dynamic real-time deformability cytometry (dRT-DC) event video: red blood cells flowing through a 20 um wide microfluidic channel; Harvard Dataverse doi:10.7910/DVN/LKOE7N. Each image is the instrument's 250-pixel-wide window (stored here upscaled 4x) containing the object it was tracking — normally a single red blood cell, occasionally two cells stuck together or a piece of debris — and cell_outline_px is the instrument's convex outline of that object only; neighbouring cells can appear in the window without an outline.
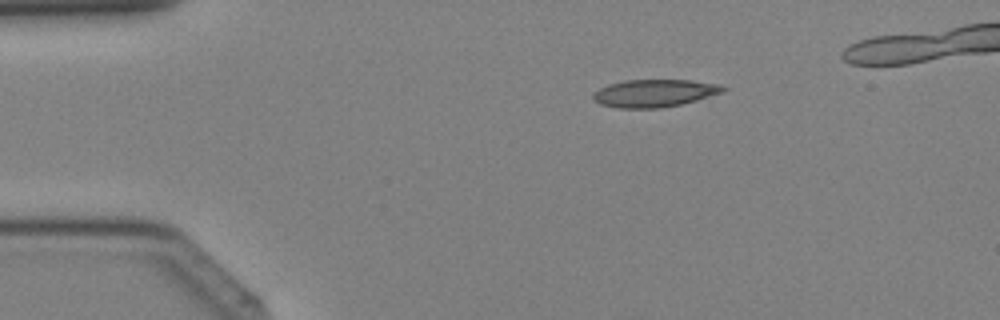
{"species": "Egyptian fruit bat (a non-hibernating species)", "species_latin": "Rousettus aegyptiacus", "temperature_condition": "cold", "stored_images_in_passage": 10, "camera_frame_rate_fps": 3000, "um_per_image_px": 0.085, "animal": {"sex": "female"}, "frame": {"image": 1, "passage_image": 7, "time_ms": 2.0, "image_size_px": [1000, 320], "cell_outline_px": [[728, 88], [724, 92], [696, 100], [680, 104], [660, 108], [616, 108], [600, 104], [592, 100], [592, 96], [600, 88], [608, 84], [624, 80], [692, 80], [720, 84]], "centroid_in_image_um": [55.63, 7.92], "position_along_channel_um": 29.4, "area_um2": 20.98}}